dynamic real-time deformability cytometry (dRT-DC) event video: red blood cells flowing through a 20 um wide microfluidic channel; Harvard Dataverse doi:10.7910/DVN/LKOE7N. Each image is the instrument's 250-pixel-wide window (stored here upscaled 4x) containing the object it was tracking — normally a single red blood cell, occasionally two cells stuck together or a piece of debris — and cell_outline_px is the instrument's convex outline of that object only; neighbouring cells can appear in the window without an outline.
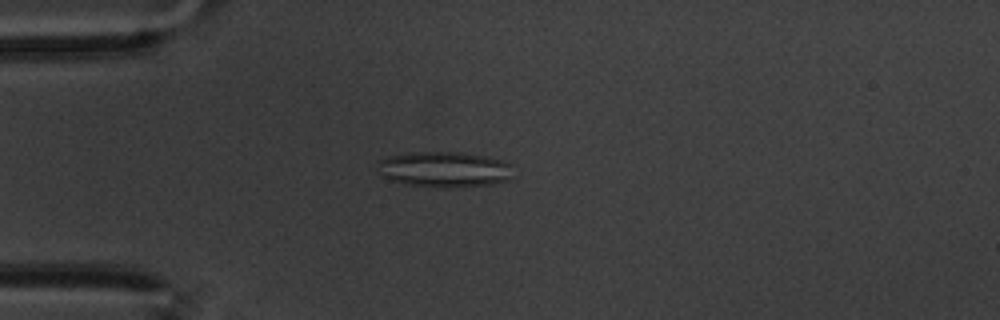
{"species": "common noctule bat (a hibernating species)", "species_latin": "Nyctalus noctula", "temperature_condition": "warm", "stored_images_in_passage": 57, "camera_frame_rate_fps": 3000, "um_per_image_px": 0.085, "animal": {"sex": "male", "body_mass_g": 20.1, "forearm_length_mm": 53.5}, "frame": {"image": 1, "passage_image": 14, "time_ms": 4.333, "image_size_px": [1000, 320], "cell_outline_px": [[512, 164], [508, 180], [492, 184], [452, 188], [436, 188], [404, 184], [388, 180], [380, 172], [380, 160], [388, 156], [412, 152], [460, 152], [484, 156], [500, 160]], "centroid_in_image_um": [37.76, 14.41], "position_along_channel_um": 47.2, "area_um2": 28.15}}
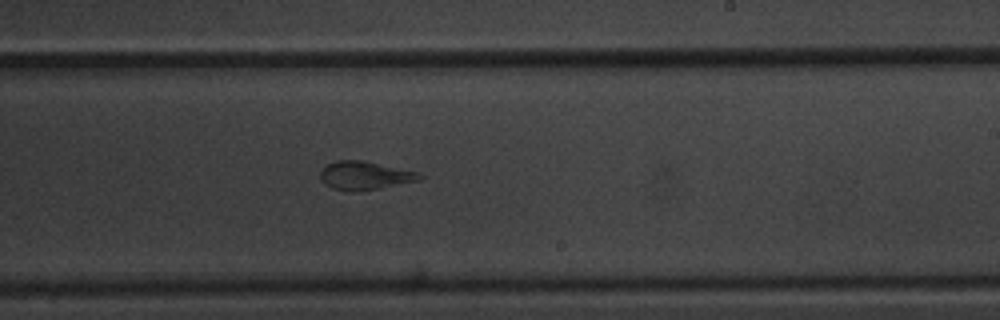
{"frame": {"image": 2, "passage_image": 34, "time_ms": 11.0, "image_size_px": [1000, 320], "cell_outline_px": [[424, 176], [420, 180], [380, 188], [332, 188], [324, 184], [320, 180], [320, 172], [328, 164], [336, 160], [360, 160], [420, 172]], "centroid_in_image_um": [31.04, 14.88], "position_along_channel_um": 258.0, "area_um2": 15.72}}
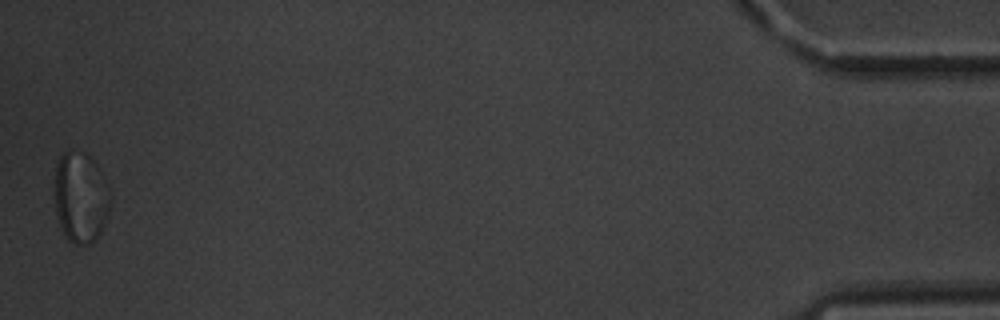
{"frame": {"image": 3, "passage_image": 57, "time_ms": 18.667, "image_size_px": [1000, 320], "cell_outline_px": [[112, 200], [108, 212], [100, 232], [88, 244], [76, 244], [68, 240], [60, 228], [56, 212], [52, 188], [56, 164], [60, 156], [64, 152], [72, 148], [88, 156], [96, 164], [108, 188]], "centroid_in_image_um": [6.8, 16.75], "position_along_channel_um": 428.4, "area_um2": 29.71}}